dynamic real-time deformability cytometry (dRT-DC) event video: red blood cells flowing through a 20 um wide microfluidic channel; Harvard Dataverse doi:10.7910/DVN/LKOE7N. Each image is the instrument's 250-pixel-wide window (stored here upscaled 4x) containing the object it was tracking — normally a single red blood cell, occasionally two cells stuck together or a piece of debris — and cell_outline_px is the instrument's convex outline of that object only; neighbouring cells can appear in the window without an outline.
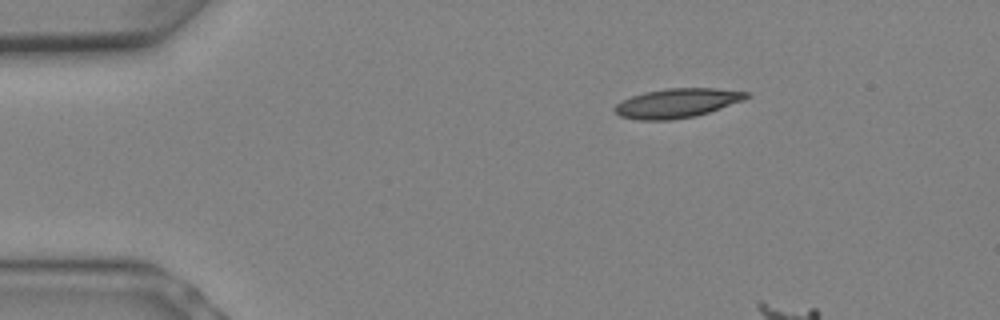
{"species": "Egyptian fruit bat (a non-hibernating species)", "species_latin": "Rousettus aegyptiacus", "temperature_condition": "warm", "stored_images_in_passage": 3, "camera_frame_rate_fps": 3000, "um_per_image_px": 0.085, "animal": {"sex": "female"}, "frame": {"image": 1, "passage_image": 1, "time_ms": 0.0, "image_size_px": [1000, 320], "cell_outline_px": [[752, 96], [744, 100], [696, 116], [672, 120], [636, 120], [620, 116], [612, 108], [616, 104], [632, 96], [644, 92], [668, 88], [716, 88], [752, 92]], "centroid_in_image_um": [57.59, 8.76], "position_along_channel_um": 27.4, "area_um2": 22.6}}